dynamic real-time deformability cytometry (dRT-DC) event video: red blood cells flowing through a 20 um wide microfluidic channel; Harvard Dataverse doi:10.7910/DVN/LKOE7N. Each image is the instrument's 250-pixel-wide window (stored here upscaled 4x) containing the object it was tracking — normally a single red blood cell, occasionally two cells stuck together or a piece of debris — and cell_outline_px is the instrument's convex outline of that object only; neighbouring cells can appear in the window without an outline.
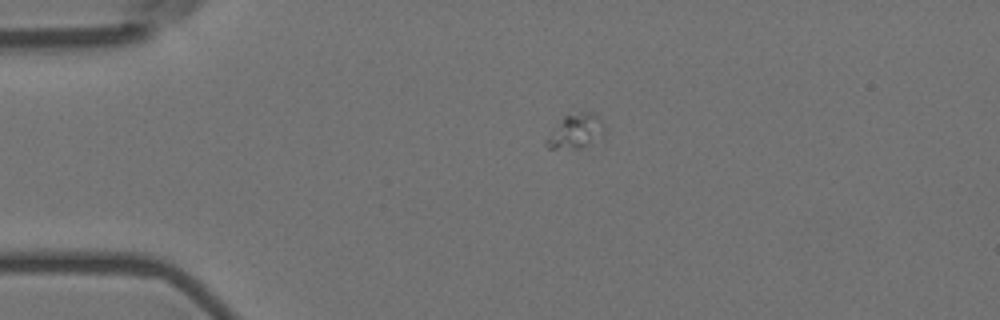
{"species": "Egyptian fruit bat (a non-hibernating species)", "species_latin": "Rousettus aegyptiacus", "temperature_condition": "room temperature", "stored_images_in_passage": 27, "camera_frame_rate_fps": 3000, "um_per_image_px": 0.085, "animal": {"sex": "female"}, "frame": {"image": 1, "passage_image": 1, "time_ms": 0.0, "image_size_px": [1000, 320], "cell_outline_px": [[604, 140], [580, 148], [548, 148], [544, 144], [544, 140], [564, 116], [580, 112], [592, 112], [604, 124]], "centroid_in_image_um": [48.98, 11.19], "position_along_channel_um": 36.0, "area_um2": 11.79}}
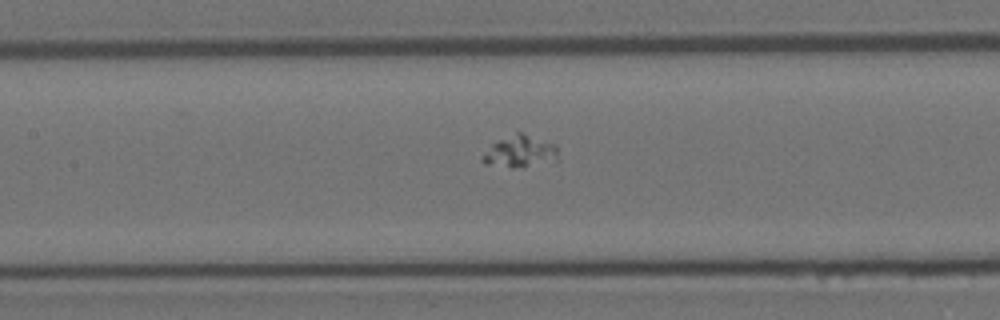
{"frame": {"image": 2, "passage_image": 15, "time_ms": 4.667, "image_size_px": [1000, 320], "cell_outline_px": [[556, 160], [512, 168], [484, 164], [480, 160], [480, 156], [492, 144], [516, 132], [520, 132], [556, 144]], "centroid_in_image_um": [44.13, 12.88], "position_along_channel_um": 163.3, "area_um2": 13.76}}
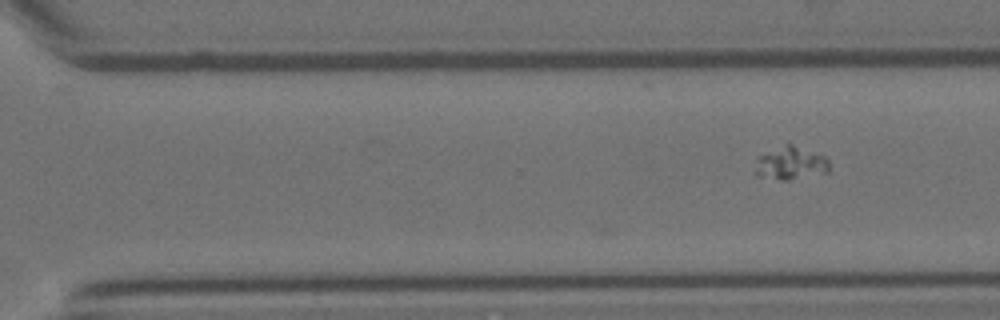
{"frame": {"image": 3, "passage_image": 27, "time_ms": 8.667, "image_size_px": [1000, 320], "cell_outline_px": [[828, 172], [788, 180], [780, 180], [756, 176], [756, 156], [788, 144], [792, 144], [824, 156], [828, 160]], "centroid_in_image_um": [67.17, 13.89], "position_along_channel_um": 303.4, "area_um2": 14.05}}